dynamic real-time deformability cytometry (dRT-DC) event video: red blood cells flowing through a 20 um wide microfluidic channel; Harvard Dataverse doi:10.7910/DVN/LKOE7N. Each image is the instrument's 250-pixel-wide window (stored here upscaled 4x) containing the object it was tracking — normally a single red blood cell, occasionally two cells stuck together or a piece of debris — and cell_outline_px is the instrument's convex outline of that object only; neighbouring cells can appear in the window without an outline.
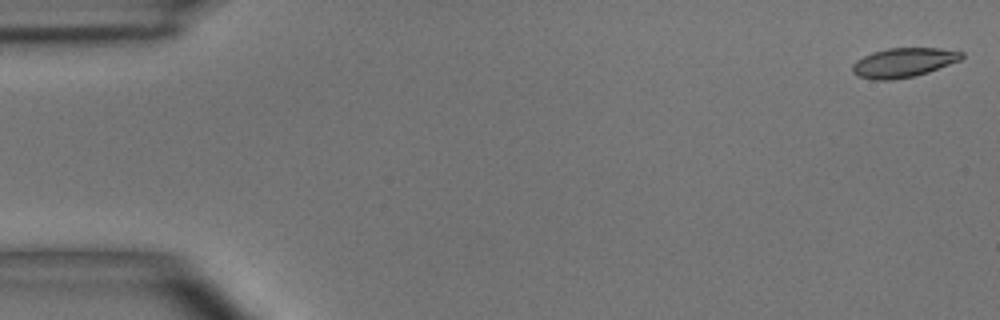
{"species": "common noctule bat (a hibernating species)", "species_latin": "Nyctalus noctula", "temperature_condition": "room temperature", "stored_images_in_passage": 5, "camera_frame_rate_fps": 3000, "um_per_image_px": 0.085, "animal": {"sex": "male", "body_mass_g": 15.6}, "frame": {"image": 1, "passage_image": 1, "time_ms": 0.0, "image_size_px": [1000, 320], "cell_outline_px": [[964, 56], [960, 60], [928, 72], [912, 76], [892, 80], [872, 80], [856, 76], [852, 72], [852, 64], [856, 60], [872, 52], [888, 48], [940, 48], [964, 52]], "centroid_in_image_um": [76.76, 5.32], "position_along_channel_um": 8.2, "area_um2": 18.73}}
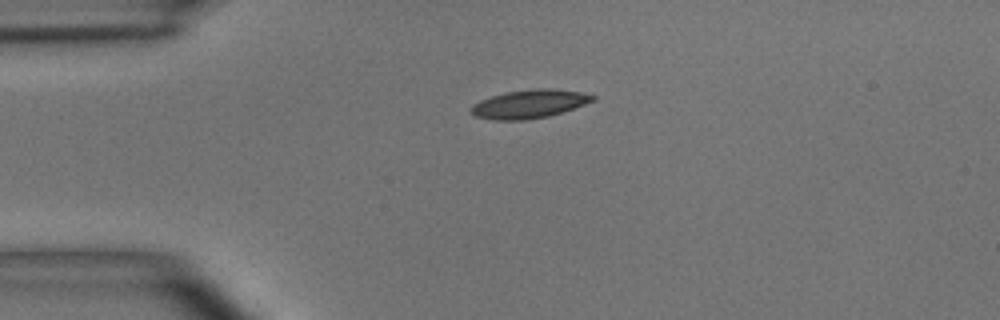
{"frame": {"image": 2, "passage_image": 4, "time_ms": 3.667, "image_size_px": [1000, 320], "cell_outline_px": [[596, 100], [548, 116], [524, 120], [496, 120], [476, 116], [472, 112], [472, 104], [480, 100], [492, 96], [508, 92], [536, 88], [548, 88], [580, 92], [596, 96]], "centroid_in_image_um": [45.0, 8.83], "position_along_channel_um": 40.0, "area_um2": 19.77}}